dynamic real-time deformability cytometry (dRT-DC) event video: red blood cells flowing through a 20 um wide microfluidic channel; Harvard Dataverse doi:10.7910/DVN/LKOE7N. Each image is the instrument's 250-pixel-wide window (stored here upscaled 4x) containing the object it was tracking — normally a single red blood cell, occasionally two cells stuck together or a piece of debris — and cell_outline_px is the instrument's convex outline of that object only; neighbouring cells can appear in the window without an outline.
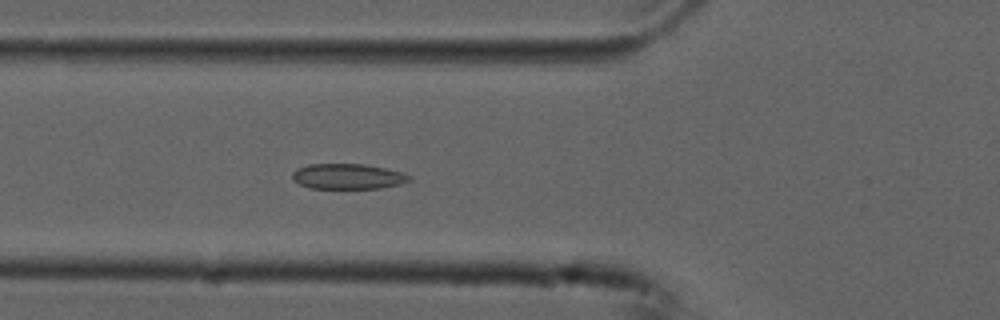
{"species": "common noctule bat (a hibernating species)", "species_latin": "Nyctalus noctula", "temperature_condition": "cold", "stored_images_in_passage": 46, "camera_frame_rate_fps": 3000, "um_per_image_px": 0.085, "animal": {"sex": "male", "forearm_length_mm": 52.5}, "frame": {"image": 1, "passage_image": 11, "time_ms": 3.333, "image_size_px": [1000, 320], "cell_outline_px": [[412, 180], [400, 184], [380, 188], [308, 188], [292, 180], [292, 172], [296, 168], [308, 164], [364, 164], [384, 168], [400, 172], [412, 176]], "centroid_in_image_um": [29.53, 14.99], "position_along_channel_um": 96.3, "area_um2": 17.34}}
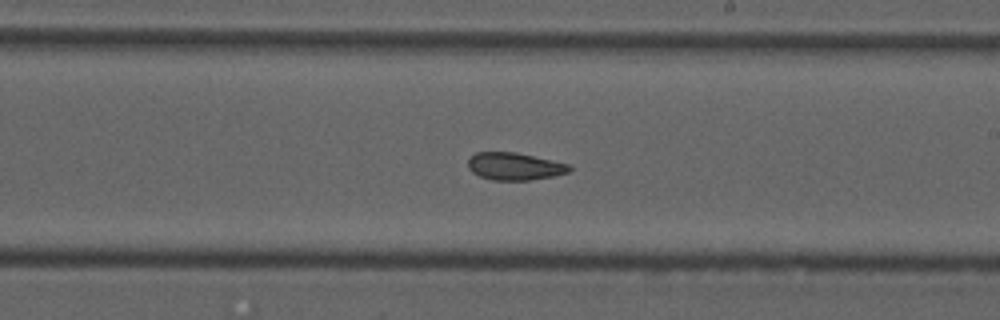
{"frame": {"image": 2, "passage_image": 23, "time_ms": 7.333, "image_size_px": [1000, 320], "cell_outline_px": [[572, 168], [568, 172], [552, 176], [528, 180], [492, 180], [480, 176], [472, 172], [468, 168], [468, 160], [476, 152], [516, 152], [552, 160], [568, 164]], "centroid_in_image_um": [43.72, 14.13], "position_along_channel_um": 245.3, "area_um2": 16.07}}
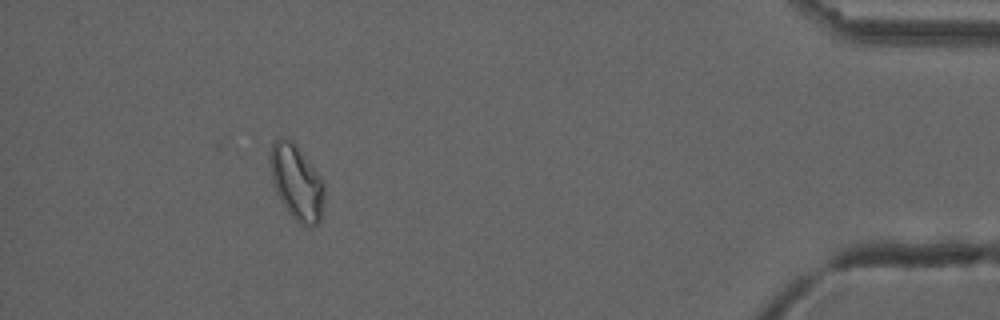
{"frame": {"image": 3, "passage_image": 41, "time_ms": 13.333, "image_size_px": [1000, 320], "cell_outline_px": [[324, 204], [320, 220], [312, 228], [304, 228], [288, 212], [276, 192], [272, 180], [268, 164], [268, 152], [272, 140], [276, 136], [288, 136], [296, 144], [324, 180]], "centroid_in_image_um": [25.18, 15.44], "position_along_channel_um": 410.0, "area_um2": 24.68}, "authors_computed_cell_mechanics": {"area_um2": 17.918, "velocity_mm_per_s": 3.7262, "shape_relaxation_time_tau1_ms": null, "shape_relaxation_time_tau2_ms": 2.9466, "deformation_change_tau1": null, "deformation_change_tau2": 0.0534}}